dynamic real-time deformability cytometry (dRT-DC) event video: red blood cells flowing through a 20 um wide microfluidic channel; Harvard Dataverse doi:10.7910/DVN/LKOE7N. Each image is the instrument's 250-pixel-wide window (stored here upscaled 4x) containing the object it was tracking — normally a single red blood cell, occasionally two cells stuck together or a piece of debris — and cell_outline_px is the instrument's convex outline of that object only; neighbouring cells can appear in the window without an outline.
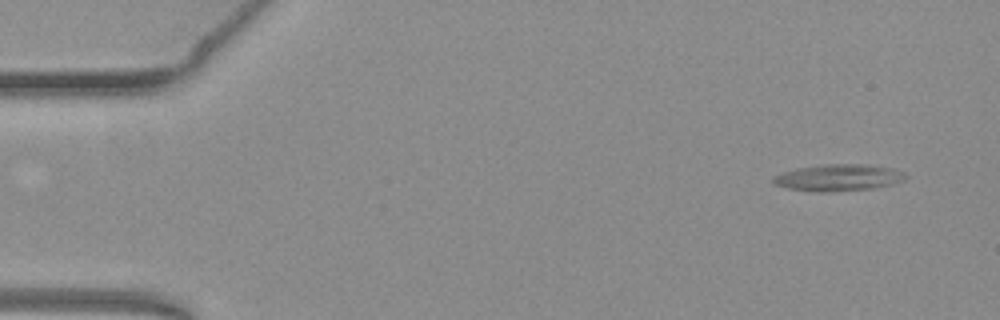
{"species": "common noctule bat (a hibernating species)", "species_latin": "Nyctalus noctula", "temperature_condition": "warm", "stored_images_in_passage": 55, "camera_frame_rate_fps": 3000, "um_per_image_px": 0.085, "animal": {"sex": "female", "body_mass_g": 19.3, "forearm_length_mm": 54.1}, "frame": {"image": 1, "passage_image": 4, "time_ms": 1.0, "image_size_px": [1000, 320], "cell_outline_px": [[908, 176], [904, 180], [892, 184], [872, 188], [832, 192], [820, 192], [788, 188], [776, 184], [772, 180], [772, 176], [796, 168], [824, 164], [868, 164], [892, 168], [904, 172]], "centroid_in_image_um": [71.29, 15.09], "position_along_channel_um": 13.7, "area_um2": 20.58}}
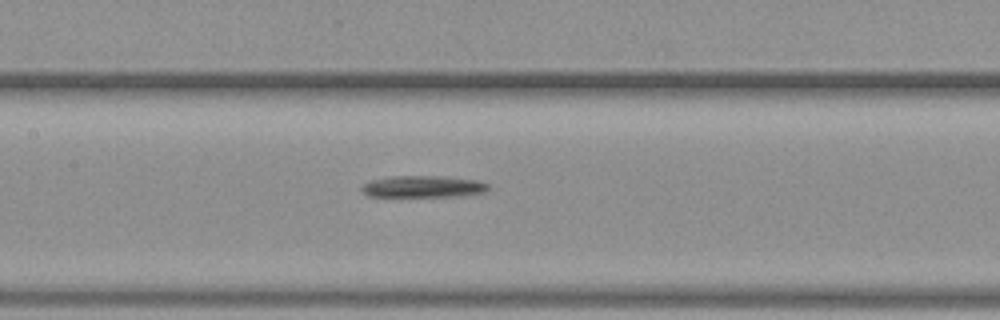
{"frame": {"image": 2, "passage_image": 26, "time_ms": 8.333, "image_size_px": [1000, 320], "cell_outline_px": [[488, 188], [484, 192], [464, 196], [368, 196], [360, 188], [364, 184], [372, 180], [392, 176], [440, 176], [476, 180], [488, 184]], "centroid_in_image_um": [35.97, 15.86], "position_along_channel_um": 171.4, "area_um2": 15.84}}
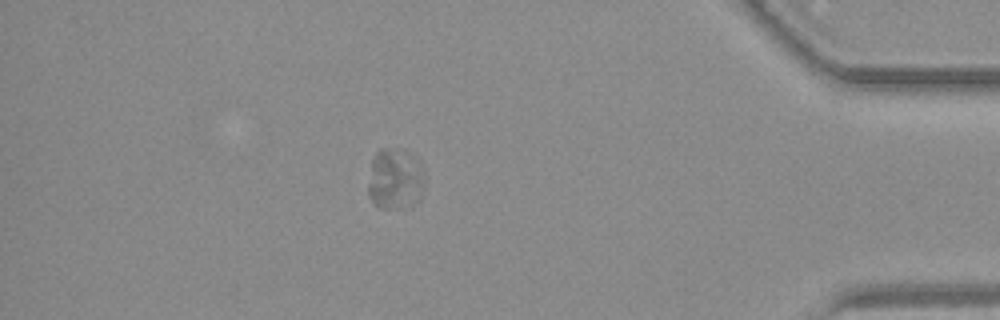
{"frame": {"image": 3, "passage_image": 48, "time_ms": 15.667, "image_size_px": [1000, 320], "cell_outline_px": [[424, 188], [420, 200], [412, 208], [380, 208], [372, 204], [368, 196], [368, 184], [372, 160], [376, 152], [380, 148], [404, 148], [412, 152], [420, 160], [424, 180]], "centroid_in_image_um": [33.62, 15.22], "position_along_channel_um": 401.6, "area_um2": 21.1}, "authors_computed_cell_mechanics": {"area_um2": 16.184, "velocity_mm_per_s": 3.7531, "shape_relaxation_time_tau1_ms": 2.1338, "shape_relaxation_time_tau2_ms": null, "deformation_change_tau1": 0.1435, "deformation_change_tau2": null}}